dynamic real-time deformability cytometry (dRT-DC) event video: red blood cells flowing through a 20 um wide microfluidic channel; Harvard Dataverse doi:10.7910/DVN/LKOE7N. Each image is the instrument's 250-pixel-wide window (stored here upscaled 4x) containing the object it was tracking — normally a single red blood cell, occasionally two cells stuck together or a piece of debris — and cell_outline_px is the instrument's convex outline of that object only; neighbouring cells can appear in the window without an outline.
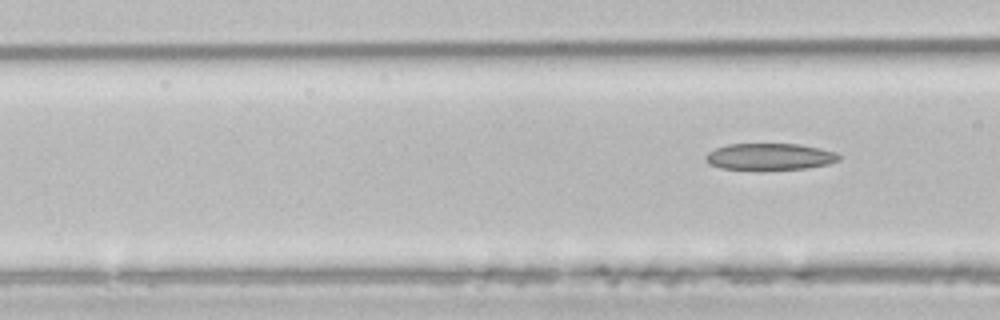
{"species": "common noctule bat (a hibernating species)", "species_latin": "Nyctalus noctula", "temperature_condition": "room temperature", "stored_images_in_passage": 6, "camera_frame_rate_fps": 3000, "um_per_image_px": 0.085, "animal": {"sex": "male", "body_mass_g": 21.5, "forearm_length_mm": 52.0}, "frame": {"image": 1, "passage_image": 6, "time_ms": 7.333, "image_size_px": [1000, 320], "cell_outline_px": [[840, 160], [828, 164], [804, 168], [760, 172], [720, 168], [708, 164], [704, 156], [708, 152], [716, 148], [728, 144], [800, 144], [820, 148], [836, 152], [840, 156]], "centroid_in_image_um": [65.39, 13.35], "position_along_channel_um": 101.2, "area_um2": 21.44}}